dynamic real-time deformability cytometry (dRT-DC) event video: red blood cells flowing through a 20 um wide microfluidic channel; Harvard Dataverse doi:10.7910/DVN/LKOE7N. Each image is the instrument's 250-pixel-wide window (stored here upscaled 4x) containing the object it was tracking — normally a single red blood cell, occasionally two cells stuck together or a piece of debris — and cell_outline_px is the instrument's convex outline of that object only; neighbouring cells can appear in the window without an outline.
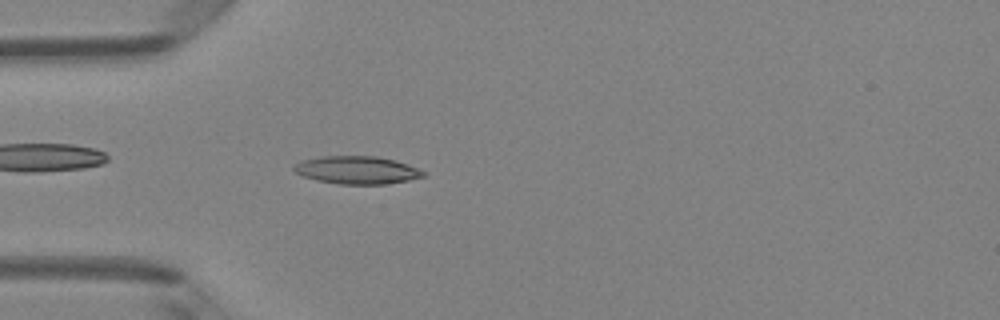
{"species": "Egyptian fruit bat (a non-hibernating species)", "species_latin": "Rousettus aegyptiacus", "temperature_condition": "room temperature", "stored_images_in_passage": 4, "camera_frame_rate_fps": 3000, "um_per_image_px": 0.085, "animal": {"sex": "female"}, "frame": {"image": 1, "passage_image": 4, "time_ms": 1.0, "image_size_px": [1000, 320], "cell_outline_px": [[424, 176], [408, 180], [384, 184], [340, 184], [316, 180], [304, 176], [296, 172], [292, 168], [292, 164], [300, 160], [320, 156], [376, 156], [396, 160], [408, 164], [424, 172]], "centroid_in_image_um": [30.28, 14.44], "position_along_channel_um": 54.7, "area_um2": 20.98}}